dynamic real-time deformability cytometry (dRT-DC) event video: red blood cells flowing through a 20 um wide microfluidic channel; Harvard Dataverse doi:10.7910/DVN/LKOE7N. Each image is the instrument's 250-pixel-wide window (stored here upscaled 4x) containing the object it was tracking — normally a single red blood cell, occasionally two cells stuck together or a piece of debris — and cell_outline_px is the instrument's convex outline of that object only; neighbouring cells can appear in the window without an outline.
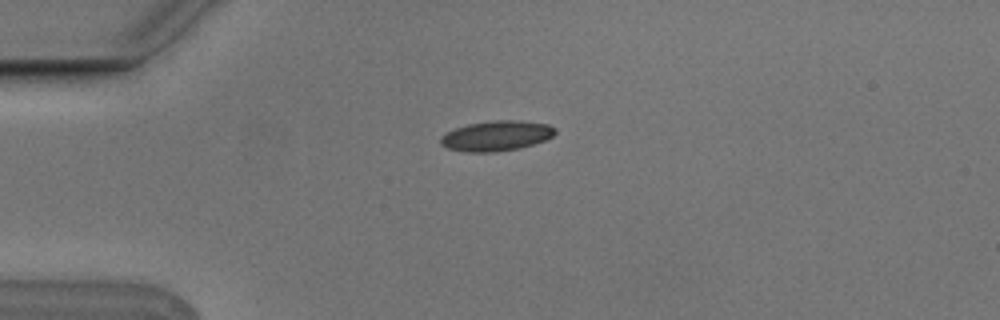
{"species": "Egyptian fruit bat (a non-hibernating species)", "species_latin": "Rousettus aegyptiacus", "temperature_condition": "cold", "stored_images_in_passage": 2, "camera_frame_rate_fps": 3000, "um_per_image_px": 0.085, "animal": {"sex": "male"}, "frame": {"image": 1, "passage_image": 2, "time_ms": 0.333, "image_size_px": [1000, 320], "cell_outline_px": [[556, 132], [552, 136], [544, 140], [520, 148], [496, 152], [468, 152], [448, 148], [440, 144], [440, 136], [456, 128], [468, 124], [492, 120], [520, 120], [548, 124], [556, 128]], "centroid_in_image_um": [42.2, 11.54], "position_along_channel_um": 42.8, "area_um2": 20.11}}